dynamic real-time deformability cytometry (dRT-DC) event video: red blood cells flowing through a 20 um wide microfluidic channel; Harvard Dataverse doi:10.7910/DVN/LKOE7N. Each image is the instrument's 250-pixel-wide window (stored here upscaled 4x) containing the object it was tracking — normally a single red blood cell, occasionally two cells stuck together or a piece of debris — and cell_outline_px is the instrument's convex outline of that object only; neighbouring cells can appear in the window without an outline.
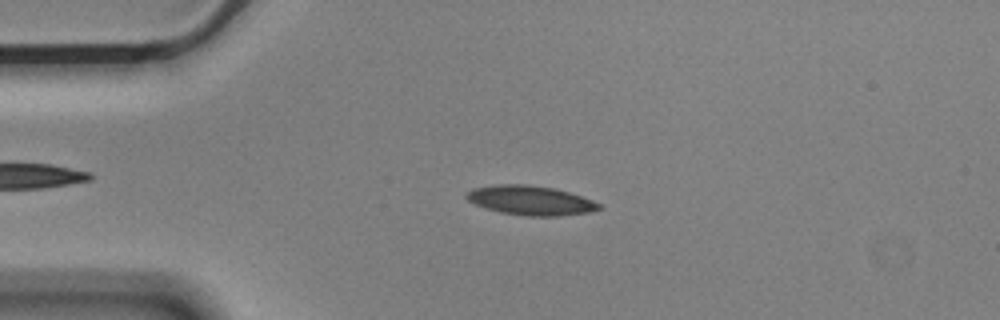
{"species": "Egyptian fruit bat (a non-hibernating species)", "species_latin": "Rousettus aegyptiacus", "temperature_condition": "cold", "stored_images_in_passage": 49, "camera_frame_rate_fps": 3000, "um_per_image_px": 0.085, "animal": {"sex": "male"}, "frame": {"image": 1, "passage_image": 6, "time_ms": 1.667, "image_size_px": [1000, 320], "cell_outline_px": [[600, 208], [588, 212], [560, 216], [528, 216], [500, 212], [476, 204], [468, 200], [464, 196], [472, 188], [500, 184], [528, 184], [552, 188], [568, 192], [592, 200], [600, 204]], "centroid_in_image_um": [45.07, 17.03], "position_along_channel_um": 39.9, "area_um2": 22.37}}
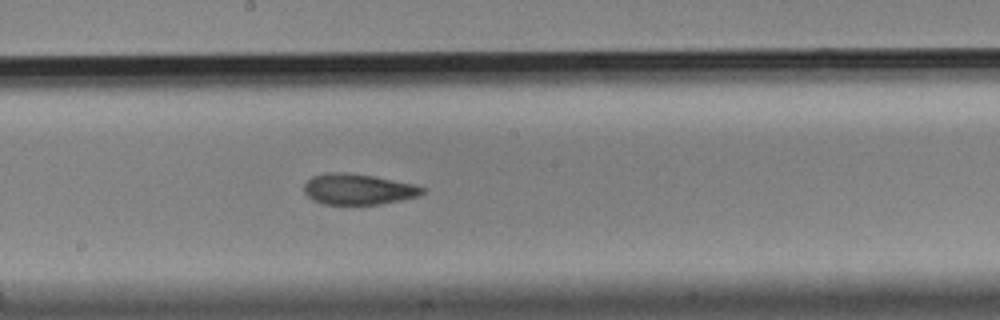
{"frame": {"image": 2, "passage_image": 23, "time_ms": 7.333, "image_size_px": [1000, 320], "cell_outline_px": [[428, 188], [420, 196], [380, 204], [320, 204], [312, 200], [304, 192], [304, 184], [312, 176], [328, 172], [336, 172], [372, 176], [412, 184]], "centroid_in_image_um": [30.43, 16.1], "position_along_channel_um": 217.8, "area_um2": 21.1}}
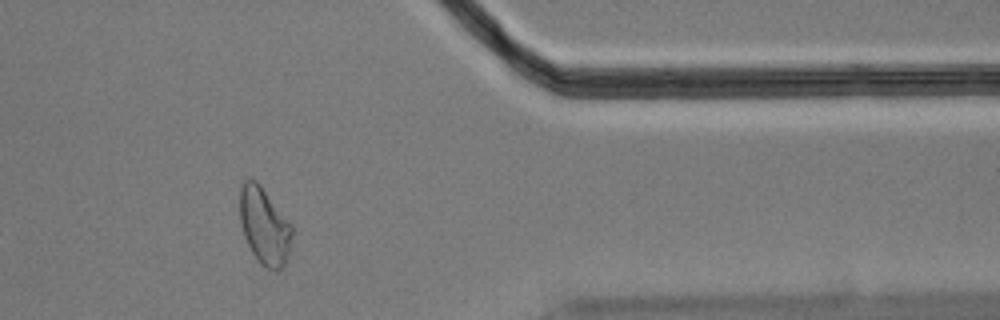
{"frame": {"image": 3, "passage_image": 39, "time_ms": 12.667, "image_size_px": [1000, 320], "cell_outline_px": [[292, 236], [288, 256], [284, 264], [276, 272], [260, 264], [256, 260], [244, 236], [240, 224], [240, 188], [244, 180], [256, 180], [260, 184], [292, 224]], "centroid_in_image_um": [22.47, 19.22], "position_along_channel_um": 388.9, "area_um2": 23.47}, "authors_computed_cell_mechanics": {"area_um2": 21.9062, "velocity_mm_per_s": 3.5764, "shape_relaxation_time_tau1_ms": 10.1203, "shape_relaxation_time_tau2_ms": 2.5019, "deformation_change_tau1": 0.2221, "deformation_change_tau2": 0.0885}}